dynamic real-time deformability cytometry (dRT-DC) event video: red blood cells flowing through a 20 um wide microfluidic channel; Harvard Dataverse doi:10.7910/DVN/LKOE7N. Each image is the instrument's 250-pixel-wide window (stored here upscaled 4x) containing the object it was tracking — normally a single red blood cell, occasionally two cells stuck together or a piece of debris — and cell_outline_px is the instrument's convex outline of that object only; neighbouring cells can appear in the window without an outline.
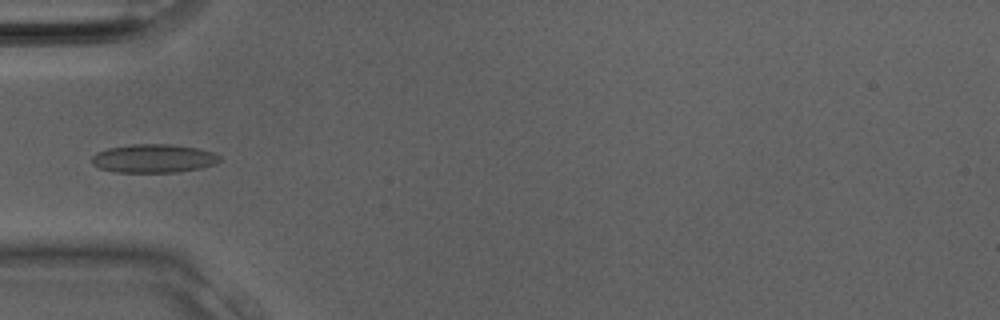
{"species": "Egyptian fruit bat (a non-hibernating species)", "species_latin": "Rousettus aegyptiacus", "temperature_condition": "room temperature", "stored_images_in_passage": 18, "camera_frame_rate_fps": 3000, "um_per_image_px": 0.085, "animal": {"sex": "male"}, "frame": {"image": 1, "passage_image": 11, "time_ms": 3.333, "image_size_px": [1000, 320], "cell_outline_px": [[220, 160], [216, 164], [200, 168], [176, 172], [116, 172], [100, 168], [92, 164], [92, 156], [96, 152], [108, 148], [132, 144], [172, 144], [196, 148], [212, 152], [220, 156]], "centroid_in_image_um": [13.04, 13.46], "position_along_channel_um": 72.0, "area_um2": 21.21}}